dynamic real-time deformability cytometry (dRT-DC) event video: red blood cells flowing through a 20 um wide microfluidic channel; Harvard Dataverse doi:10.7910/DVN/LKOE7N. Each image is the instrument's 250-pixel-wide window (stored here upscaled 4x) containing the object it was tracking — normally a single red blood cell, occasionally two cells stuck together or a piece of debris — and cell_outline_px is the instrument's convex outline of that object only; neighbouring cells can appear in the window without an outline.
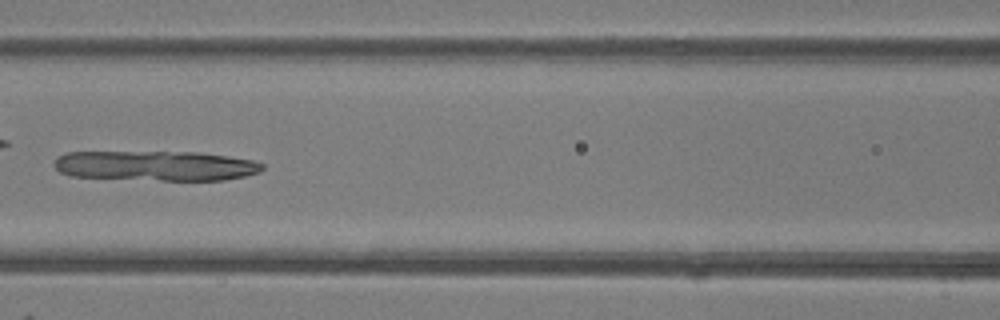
{"species": "common noctule bat (a hibernating species)", "species_latin": "Nyctalus noctula", "temperature_condition": "room temperature", "stored_images_in_passage": 47, "camera_frame_rate_fps": 3000, "um_per_image_px": 0.085, "animal": {"sex": "female"}, "frame": {"image": 1, "passage_image": 21, "time_ms": 6.667, "image_size_px": [1000, 320], "cell_outline_px": [[264, 168], [260, 172], [244, 176], [224, 180], [160, 180], [68, 176], [60, 172], [52, 164], [56, 156], [68, 152], [196, 152], [228, 156], [252, 160], [264, 164]], "centroid_in_image_um": [13.21, 14.09], "position_along_channel_um": 153.4, "area_um2": 36.47}}